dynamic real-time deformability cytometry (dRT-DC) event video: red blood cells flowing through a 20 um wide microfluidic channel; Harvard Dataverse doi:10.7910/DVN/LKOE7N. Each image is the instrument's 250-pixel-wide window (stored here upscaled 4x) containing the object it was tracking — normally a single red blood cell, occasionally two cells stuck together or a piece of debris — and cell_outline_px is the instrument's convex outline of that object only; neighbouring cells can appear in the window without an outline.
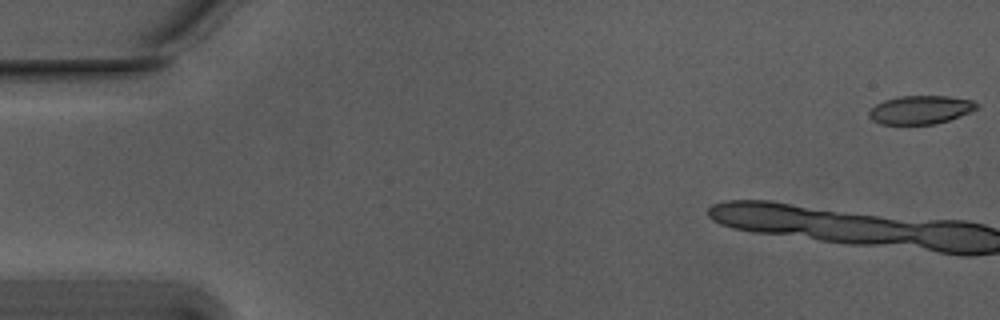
{"species": "Egyptian fruit bat (a non-hibernating species)", "species_latin": "Rousettus aegyptiacus", "temperature_condition": "warm", "stored_images_in_passage": 5, "camera_frame_rate_fps": 3000, "um_per_image_px": 0.085, "animal": {"sex": "male"}, "frame": {"image": 1, "passage_image": 1, "time_ms": 0.0, "image_size_px": [1000, 320], "cell_outline_px": [[980, 108], [972, 112], [948, 120], [932, 124], [880, 124], [872, 120], [868, 116], [868, 112], [876, 104], [884, 100], [900, 96], [948, 96], [972, 100], [980, 104]], "centroid_in_image_um": [78.27, 9.33], "position_along_channel_um": 6.7, "area_um2": 17.98}}